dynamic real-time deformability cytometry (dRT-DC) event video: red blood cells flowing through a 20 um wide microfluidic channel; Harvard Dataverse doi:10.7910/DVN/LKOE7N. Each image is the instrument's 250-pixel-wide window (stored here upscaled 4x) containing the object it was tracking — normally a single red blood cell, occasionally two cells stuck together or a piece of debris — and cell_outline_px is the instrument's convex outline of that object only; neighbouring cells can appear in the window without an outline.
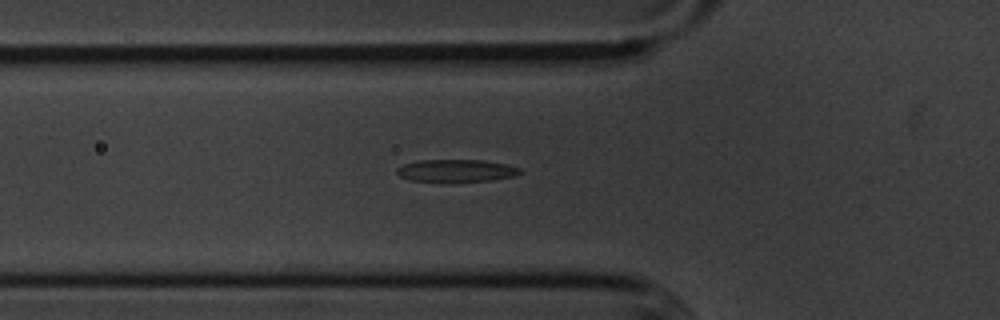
{"species": "common noctule bat (a hibernating species)", "species_latin": "Nyctalus noctula", "temperature_condition": "cold", "stored_images_in_passage": 40, "camera_frame_rate_fps": 3000, "um_per_image_px": 0.085, "animal": {"sex": "male", "body_mass_g": 20.1, "forearm_length_mm": 53.5}, "frame": {"image": 1, "passage_image": 4, "time_ms": 1.0, "image_size_px": [1000, 320], "cell_outline_px": [[524, 172], [516, 176], [492, 180], [444, 184], [408, 180], [400, 176], [396, 172], [396, 168], [404, 164], [420, 160], [484, 160], [508, 164], [520, 168]], "centroid_in_image_um": [38.79, 14.54], "position_along_channel_um": 87.0, "area_um2": 16.99}}
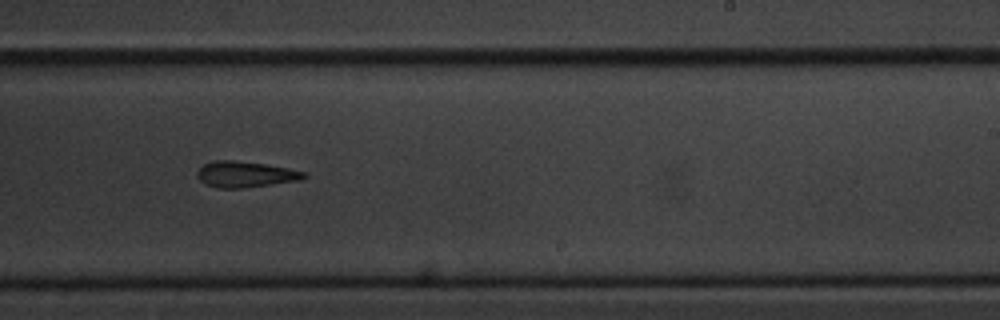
{"frame": {"image": 2, "passage_image": 19, "time_ms": 6.0, "image_size_px": [1000, 320], "cell_outline_px": [[308, 176], [300, 180], [240, 188], [220, 188], [204, 184], [196, 176], [196, 172], [204, 164], [212, 160], [232, 160], [264, 164], [288, 168], [304, 172]], "centroid_in_image_um": [20.81, 14.81], "position_along_channel_um": 268.2, "area_um2": 16.01}}
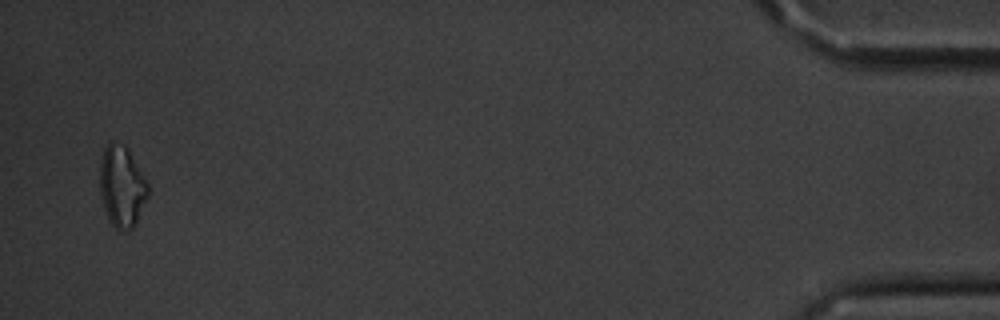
{"frame": {"image": 3, "passage_image": 39, "time_ms": 12.667, "image_size_px": [1000, 320], "cell_outline_px": [[148, 196], [132, 228], [124, 232], [120, 232], [112, 224], [104, 208], [100, 192], [100, 164], [104, 148], [108, 140], [112, 140], [124, 144], [128, 148], [148, 184]], "centroid_in_image_um": [10.34, 15.8], "position_along_channel_um": 424.9, "area_um2": 22.72}, "authors_computed_cell_mechanics": {"area_um2": 16.9354, "velocity_mm_per_s": 3.6033, "shape_relaxation_time_tau1_ms": 3.8373, "shape_relaxation_time_tau2_ms": null, "deformation_change_tau1": 0.1414, "deformation_change_tau2": null}}